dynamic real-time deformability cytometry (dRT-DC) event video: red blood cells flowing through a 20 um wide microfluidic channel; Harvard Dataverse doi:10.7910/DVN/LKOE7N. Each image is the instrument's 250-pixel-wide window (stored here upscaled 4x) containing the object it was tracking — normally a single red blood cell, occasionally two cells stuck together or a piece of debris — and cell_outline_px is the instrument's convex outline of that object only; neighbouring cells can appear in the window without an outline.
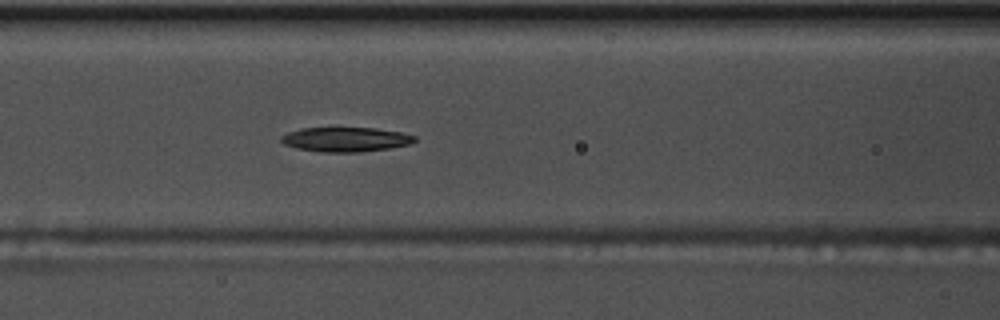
{"species": "common noctule bat (a hibernating species)", "species_latin": "Nyctalus noctula", "temperature_condition": "warm", "stored_images_in_passage": 40, "camera_frame_rate_fps": 3000, "um_per_image_px": 0.085, "animal": {"sex": "male", "body_mass_g": 17.5, "forearm_length_mm": 52.3}, "frame": {"image": 1, "passage_image": 7, "time_ms": 2.0, "image_size_px": [1000, 320], "cell_outline_px": [[416, 140], [408, 144], [388, 148], [356, 152], [320, 152], [296, 148], [284, 144], [280, 140], [280, 136], [288, 132], [300, 128], [332, 124], [376, 128], [400, 132], [416, 136]], "centroid_in_image_um": [29.29, 11.79], "position_along_channel_um": 137.3, "area_um2": 20.06}}
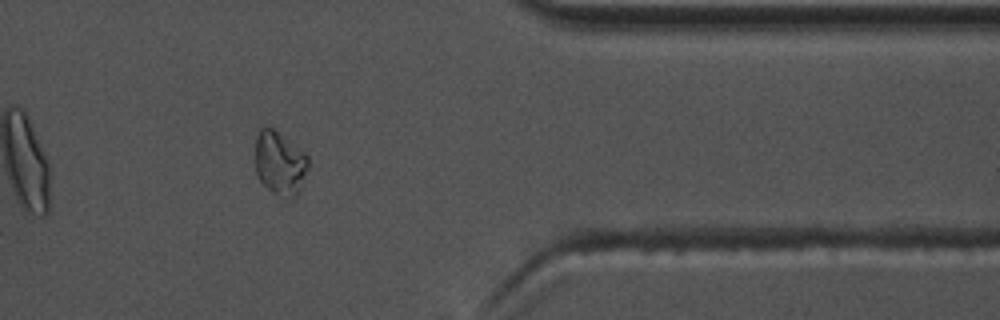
{"frame": {"image": 2, "passage_image": 29, "time_ms": 9.333, "image_size_px": [1000, 320], "cell_outline_px": [[308, 168], [300, 192], [296, 196], [288, 200], [284, 200], [272, 192], [260, 180], [256, 172], [256, 140], [260, 128], [272, 128], [304, 152], [308, 156]], "centroid_in_image_um": [23.81, 13.94], "position_along_channel_um": 387.6, "area_um2": 19.65}, "authors_computed_cell_mechanics": {"area_um2": 19.652, "velocity_mm_per_s": 3.6486, "shape_relaxation_time_tau1_ms": 4.5366, "shape_relaxation_time_tau2_ms": null, "deformation_change_tau1": 0.1523, "deformation_change_tau2": null}}